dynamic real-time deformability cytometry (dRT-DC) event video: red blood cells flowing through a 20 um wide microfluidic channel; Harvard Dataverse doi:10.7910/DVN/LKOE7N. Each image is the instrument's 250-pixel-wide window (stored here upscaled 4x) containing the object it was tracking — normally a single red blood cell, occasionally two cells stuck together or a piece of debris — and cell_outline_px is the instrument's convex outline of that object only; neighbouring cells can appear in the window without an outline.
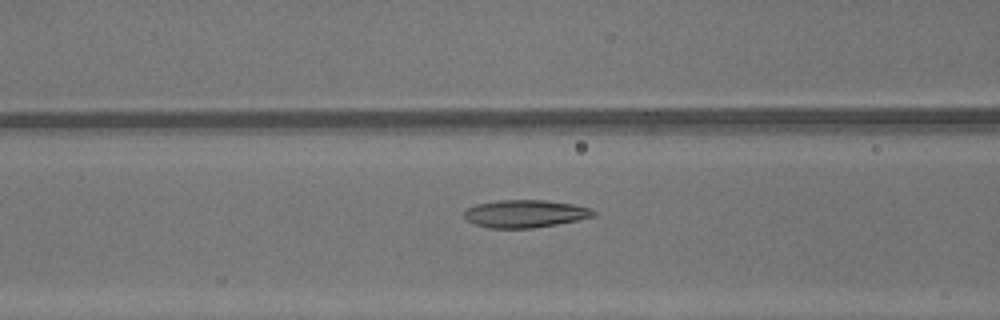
{"species": "common noctule bat (a hibernating species)", "species_latin": "Nyctalus noctula", "temperature_condition": "warm", "stored_images_in_passage": 48, "camera_frame_rate_fps": 3000, "um_per_image_px": 0.085, "animal": {"sex": "male", "body_mass_g": 13.3}, "frame": {"image": 1, "passage_image": 20, "time_ms": 6.333, "image_size_px": [1000, 320], "cell_outline_px": [[596, 216], [580, 220], [532, 228], [488, 228], [476, 224], [468, 220], [464, 216], [464, 212], [468, 208], [476, 204], [496, 200], [544, 200], [572, 204], [592, 208], [596, 212]], "centroid_in_image_um": [44.67, 18.16], "position_along_channel_um": 121.9, "area_um2": 20.87}}
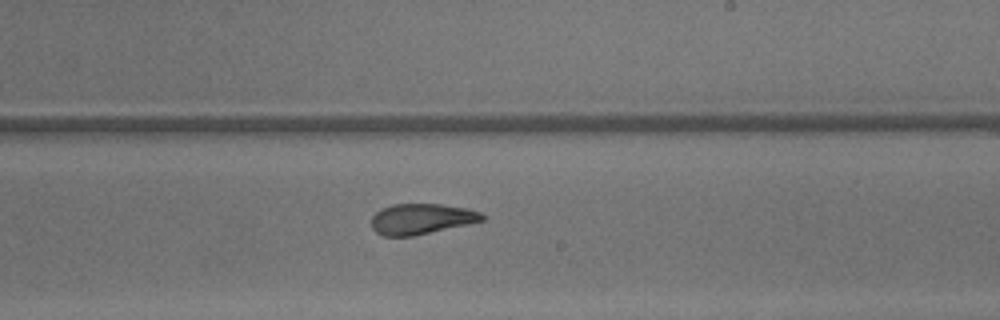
{"frame": {"image": 2, "passage_image": 29, "time_ms": 9.333, "image_size_px": [1000, 320], "cell_outline_px": [[484, 220], [468, 224], [412, 236], [384, 236], [376, 232], [372, 228], [372, 216], [376, 212], [392, 204], [440, 204], [464, 208], [480, 212], [484, 216]], "centroid_in_image_um": [35.79, 18.61], "position_along_channel_um": 253.2, "area_um2": 19.48}}
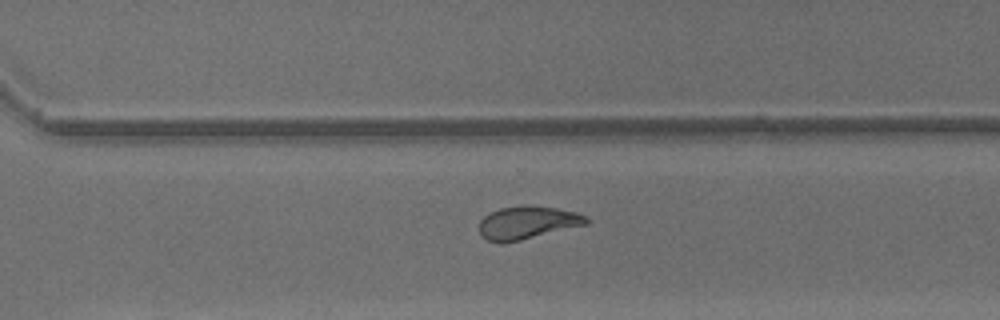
{"frame": {"image": 3, "passage_image": 34, "time_ms": 11.0, "image_size_px": [1000, 320], "cell_outline_px": [[588, 224], [520, 240], [500, 244], [488, 240], [480, 232], [480, 220], [484, 216], [500, 208], [524, 204], [528, 204], [556, 208], [576, 212], [584, 216], [588, 220]], "centroid_in_image_um": [44.82, 18.91], "position_along_channel_um": 325.8, "area_um2": 20.46}, "authors_computed_cell_mechanics": {"area_um2": 21.7906, "velocity_mm_per_s": 4.3752, "shape_relaxation_time_tau1_ms": 4.1808, "shape_relaxation_time_tau2_ms": 1.3974, "deformation_change_tau1": 0.1924, "deformation_change_tau2": 0.0808}}